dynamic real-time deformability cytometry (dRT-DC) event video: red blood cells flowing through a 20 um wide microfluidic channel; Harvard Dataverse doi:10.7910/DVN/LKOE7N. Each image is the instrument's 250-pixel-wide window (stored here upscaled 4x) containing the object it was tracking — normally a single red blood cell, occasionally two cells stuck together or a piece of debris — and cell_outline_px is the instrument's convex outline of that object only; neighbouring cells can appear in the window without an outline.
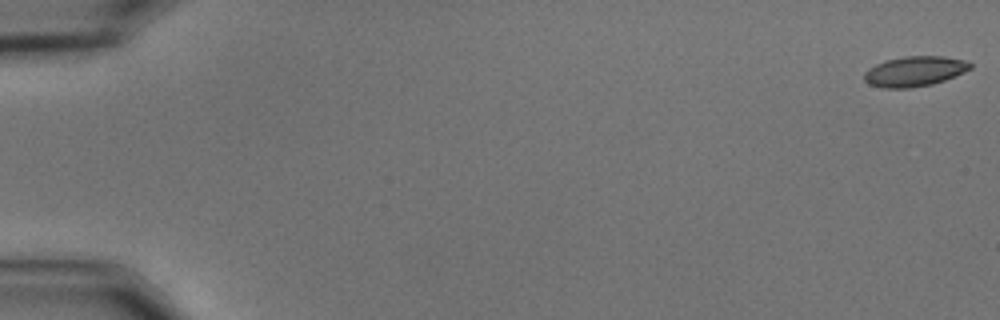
{"species": "common noctule bat (a hibernating species)", "species_latin": "Nyctalus noctula", "temperature_condition": "cold", "stored_images_in_passage": 58, "camera_frame_rate_fps": 3000, "um_per_image_px": 0.085, "animal": {"sex": "male", "body_mass_g": 15.6}, "frame": {"image": 1, "passage_image": 1, "time_ms": 0.0, "image_size_px": [1000, 320], "cell_outline_px": [[972, 68], [964, 72], [944, 80], [932, 84], [912, 88], [880, 88], [868, 84], [864, 80], [864, 72], [868, 68], [884, 60], [904, 56], [944, 56], [964, 60], [972, 64]], "centroid_in_image_um": [77.7, 6.06], "position_along_channel_um": 7.3, "area_um2": 18.79}}
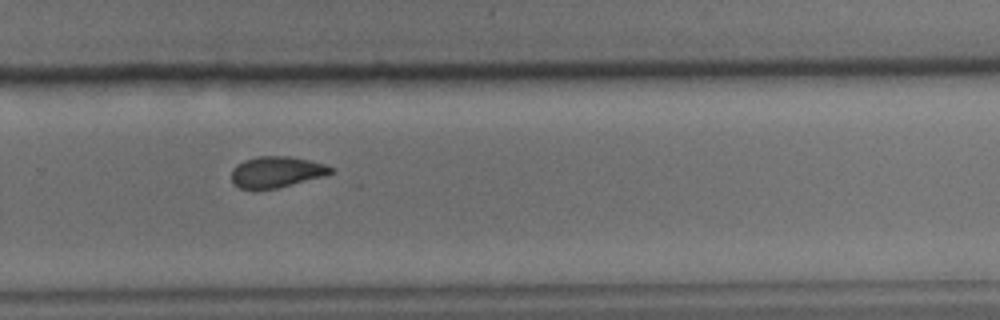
{"frame": {"image": 2, "passage_image": 40, "time_ms": 13.0, "image_size_px": [1000, 320], "cell_outline_px": [[336, 172], [324, 176], [276, 188], [252, 192], [240, 188], [232, 180], [232, 168], [236, 164], [244, 160], [260, 156], [288, 156], [308, 160], [324, 164], [332, 168]], "centroid_in_image_um": [23.46, 14.64], "position_along_channel_um": 306.3, "area_um2": 18.21}}
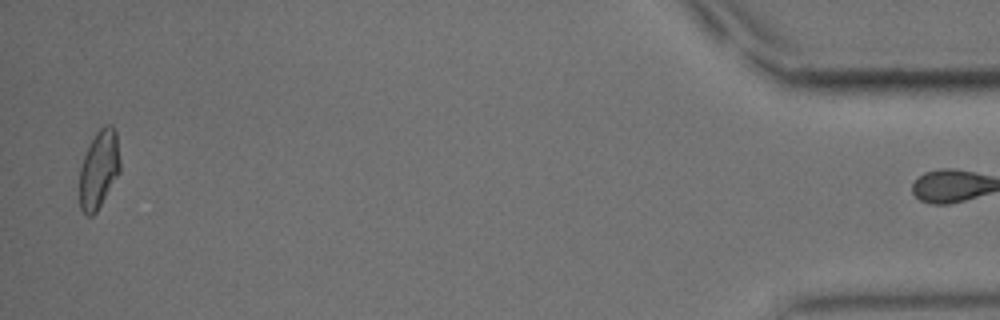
{"frame": {"image": 3, "passage_image": 57, "time_ms": 18.667, "image_size_px": [1000, 320], "cell_outline_px": [[120, 172], [96, 212], [92, 216], [88, 216], [80, 208], [80, 168], [84, 156], [96, 132], [104, 124], [112, 124], [116, 132], [120, 160]], "centroid_in_image_um": [8.42, 14.37], "position_along_channel_um": 426.8, "area_um2": 18.32}}